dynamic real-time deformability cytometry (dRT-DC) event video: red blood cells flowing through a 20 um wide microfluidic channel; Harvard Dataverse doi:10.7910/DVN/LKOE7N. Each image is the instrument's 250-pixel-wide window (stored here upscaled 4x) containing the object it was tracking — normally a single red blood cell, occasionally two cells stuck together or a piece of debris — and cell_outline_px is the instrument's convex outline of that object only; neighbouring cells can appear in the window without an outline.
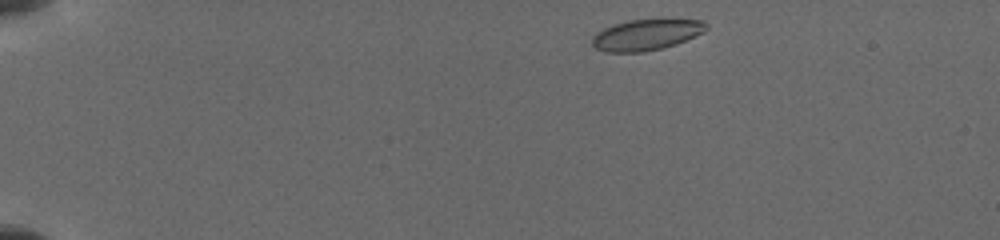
{"species": "common noctule bat (a hibernating species)", "species_latin": "Nyctalus noctula", "temperature_condition": "cold", "stored_images_in_passage": 16, "camera_frame_rate_fps": 3000, "um_per_image_px": 0.085, "animal": {"sex": "female", "body_mass_g": 19.5, "forearm_length_mm": 54.1}, "frame": {"image": 1, "passage_image": 1, "time_ms": 0.0, "image_size_px": [1000, 240], "cell_outline_px": [[708, 28], [704, 32], [676, 44], [644, 52], [604, 52], [596, 48], [592, 44], [592, 36], [596, 32], [612, 24], [628, 20], [704, 20], [708, 24]], "centroid_in_image_um": [54.91, 2.96], "position_along_channel_um": 30.1, "area_um2": 20.52}}
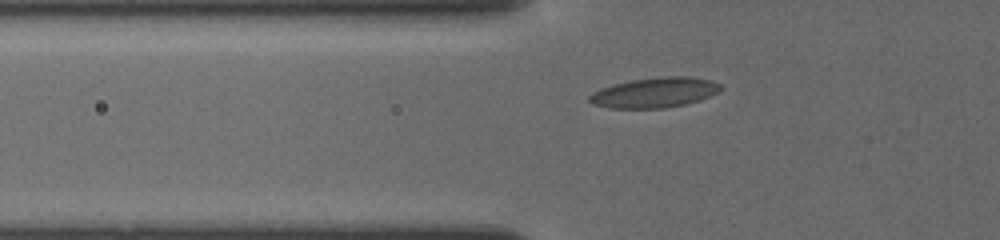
{"frame": {"image": 2, "passage_image": 11, "time_ms": 3.333, "image_size_px": [1000, 240], "cell_outline_px": [[720, 92], [700, 100], [684, 104], [664, 108], [612, 108], [592, 104], [588, 100], [588, 96], [592, 92], [600, 88], [632, 80], [664, 76], [688, 76], [712, 80], [720, 84]], "centroid_in_image_um": [55.65, 7.86], "position_along_channel_um": 70.1, "area_um2": 23.0}}
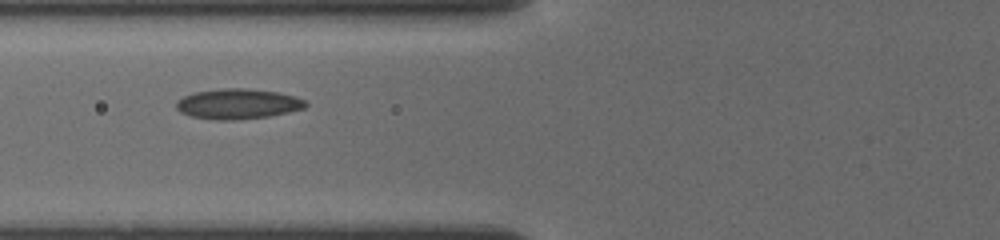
{"frame": {"image": 3, "passage_image": 15, "time_ms": 4.333, "image_size_px": [1000, 240], "cell_outline_px": [[308, 104], [304, 108], [288, 112], [268, 116], [236, 120], [216, 120], [192, 116], [180, 112], [176, 108], [176, 100], [184, 96], [196, 92], [224, 88], [248, 88], [280, 92], [296, 96], [304, 100]], "centroid_in_image_um": [20.23, 8.82], "position_along_channel_um": 105.6, "area_um2": 22.83}}